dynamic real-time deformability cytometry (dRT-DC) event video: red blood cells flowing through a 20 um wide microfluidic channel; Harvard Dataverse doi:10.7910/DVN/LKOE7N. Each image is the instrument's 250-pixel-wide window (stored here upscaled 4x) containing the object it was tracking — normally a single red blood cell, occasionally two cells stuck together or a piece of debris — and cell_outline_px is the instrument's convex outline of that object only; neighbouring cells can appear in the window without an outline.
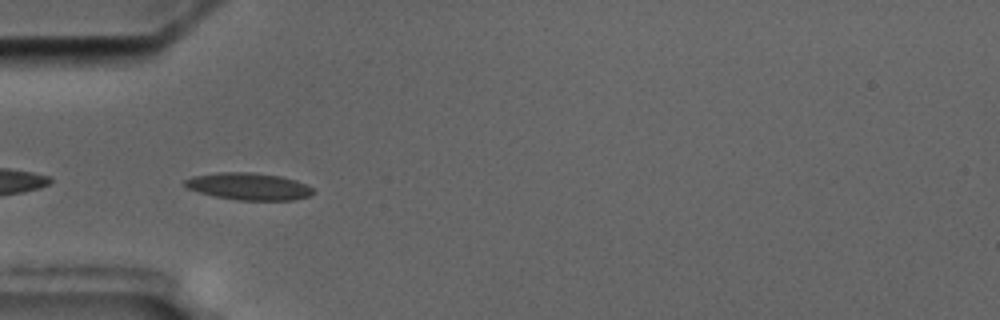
{"species": "common noctule bat (a hibernating species)", "species_latin": "Nyctalus noctula", "temperature_condition": "cold", "stored_images_in_passage": 2, "camera_frame_rate_fps": 3000, "um_per_image_px": 0.085, "animal": {"sex": "male", "body_mass_g": 17.5, "forearm_length_mm": 52.3}, "frame": {"image": 1, "passage_image": 1, "time_ms": 0.0, "image_size_px": [1000, 320], "cell_outline_px": [[316, 192], [308, 196], [296, 200], [236, 200], [216, 196], [200, 192], [188, 188], [184, 184], [184, 180], [192, 176], [216, 172], [252, 172], [280, 176], [296, 180], [312, 188]], "centroid_in_image_um": [21.15, 15.84], "position_along_channel_um": 63.9, "area_um2": 20.23}}
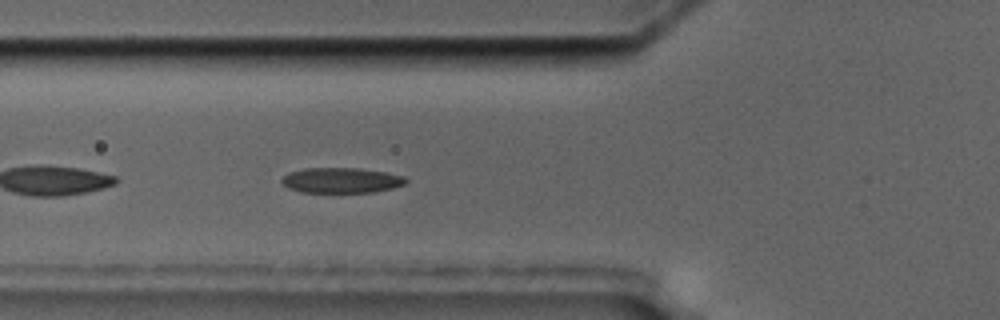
{"frame": {"image": 2, "passage_image": 2, "time_ms": 1.0, "image_size_px": [1000, 320], "cell_outline_px": [[408, 180], [404, 184], [392, 188], [372, 192], [300, 192], [288, 188], [280, 180], [288, 172], [304, 168], [360, 168], [384, 172], [404, 176]], "centroid_in_image_um": [28.98, 15.32], "position_along_channel_um": 96.8, "area_um2": 18.26}}